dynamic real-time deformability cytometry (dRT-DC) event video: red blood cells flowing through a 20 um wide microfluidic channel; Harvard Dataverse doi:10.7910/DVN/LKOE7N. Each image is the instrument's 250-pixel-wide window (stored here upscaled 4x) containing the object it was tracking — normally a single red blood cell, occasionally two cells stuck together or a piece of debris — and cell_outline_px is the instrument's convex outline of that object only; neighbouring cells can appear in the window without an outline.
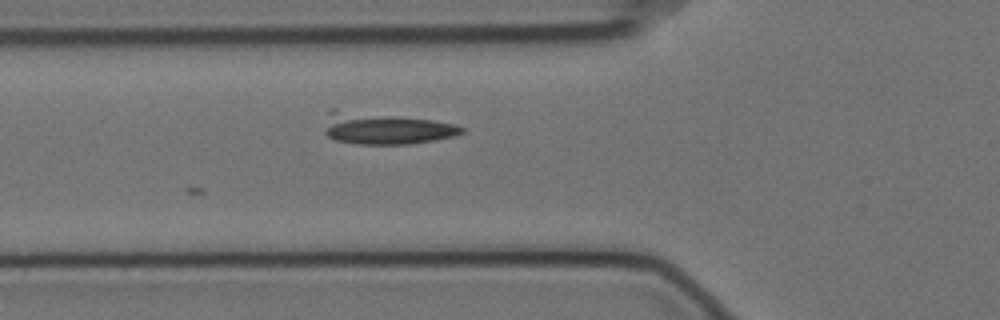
{"species": "Egyptian fruit bat (a non-hibernating species)", "species_latin": "Rousettus aegyptiacus", "temperature_condition": "cold", "stored_images_in_passage": 4, "camera_frame_rate_fps": 3000, "um_per_image_px": 0.085, "animal": {"sex": "female"}, "frame": {"image": 1, "passage_image": 4, "time_ms": 1.0, "image_size_px": [1000, 320], "cell_outline_px": [[464, 132], [456, 136], [436, 140], [408, 144], [356, 144], [336, 140], [328, 136], [324, 132], [328, 108], [336, 108], [432, 120], [452, 124], [464, 128]], "centroid_in_image_um": [32.69, 10.9], "position_along_channel_um": 93.1, "area_um2": 25.55}}